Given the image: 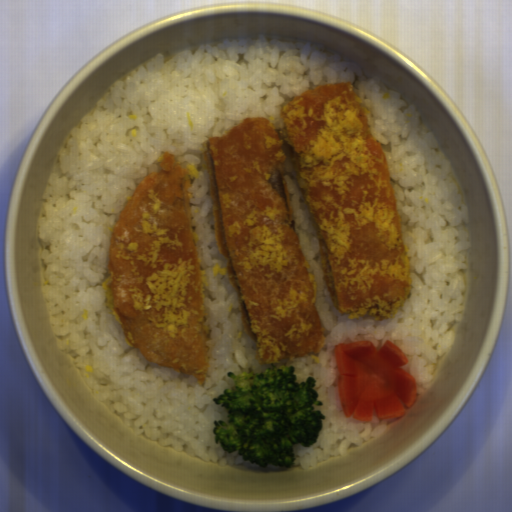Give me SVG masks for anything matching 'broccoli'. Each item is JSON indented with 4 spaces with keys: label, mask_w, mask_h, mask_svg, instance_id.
<instances>
[{
    "label": "broccoli",
    "mask_w": 512,
    "mask_h": 512,
    "mask_svg": "<svg viewBox=\"0 0 512 512\" xmlns=\"http://www.w3.org/2000/svg\"><path fill=\"white\" fill-rule=\"evenodd\" d=\"M294 365L262 372L228 371L234 385L213 401L227 410L225 420L213 421V442L258 467L291 468L294 446L317 445L325 415L317 407V380L298 382Z\"/></svg>",
    "instance_id": "obj_1"
}]
</instances>
